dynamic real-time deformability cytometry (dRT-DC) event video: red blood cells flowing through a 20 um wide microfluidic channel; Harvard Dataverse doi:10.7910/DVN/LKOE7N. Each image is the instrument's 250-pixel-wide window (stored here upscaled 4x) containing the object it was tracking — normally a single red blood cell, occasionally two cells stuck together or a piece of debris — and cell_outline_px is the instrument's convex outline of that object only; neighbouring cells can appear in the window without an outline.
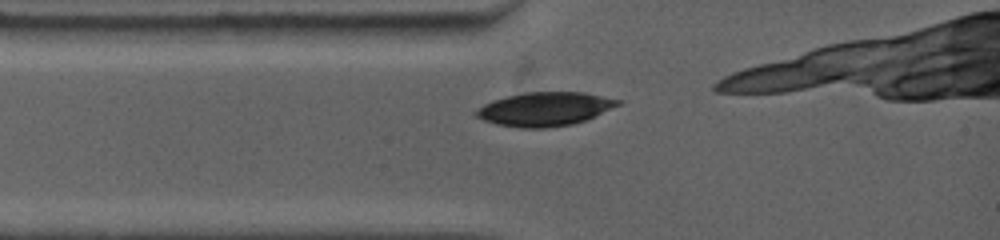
{"species": "common noctule bat (a hibernating species)", "species_latin": "Nyctalus noctula", "temperature_condition": "warm", "stored_images_in_passage": 5, "camera_frame_rate_fps": 4500, "um_per_image_px": 0.085, "animal": {"sex": "female", "body_mass_g": 19.0, "forearm_length_mm": 53.3}, "frame": {"image": 1, "passage_image": 1, "time_ms": 0.0, "image_size_px": [1000, 240], "cell_outline_px": [[624, 100], [620, 104], [584, 120], [572, 124], [544, 128], [524, 128], [496, 124], [484, 120], [476, 116], [472, 112], [484, 104], [508, 96], [528, 92], [584, 92]], "centroid_in_image_um": [46.31, 9.26], "position_along_channel_um": 38.7, "area_um2": 27.57}}
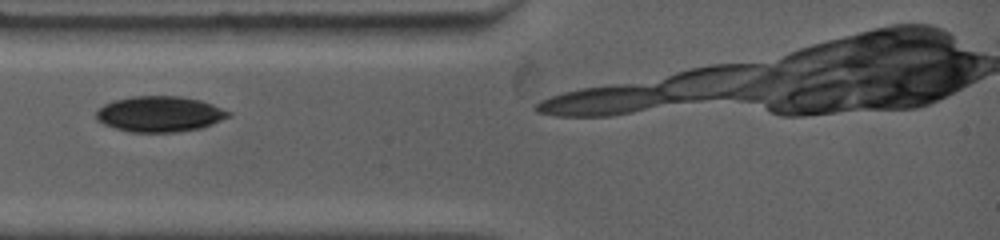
{"frame": {"image": 2, "passage_image": 3, "time_ms": 0.889, "image_size_px": [1000, 240], "cell_outline_px": [[232, 116], [212, 124], [200, 128], [176, 132], [132, 132], [116, 128], [104, 124], [96, 120], [96, 112], [104, 104], [112, 100], [132, 96], [180, 96], [200, 100], [212, 104], [232, 112]], "centroid_in_image_um": [13.59, 9.68], "position_along_channel_um": 71.4, "area_um2": 27.57}}